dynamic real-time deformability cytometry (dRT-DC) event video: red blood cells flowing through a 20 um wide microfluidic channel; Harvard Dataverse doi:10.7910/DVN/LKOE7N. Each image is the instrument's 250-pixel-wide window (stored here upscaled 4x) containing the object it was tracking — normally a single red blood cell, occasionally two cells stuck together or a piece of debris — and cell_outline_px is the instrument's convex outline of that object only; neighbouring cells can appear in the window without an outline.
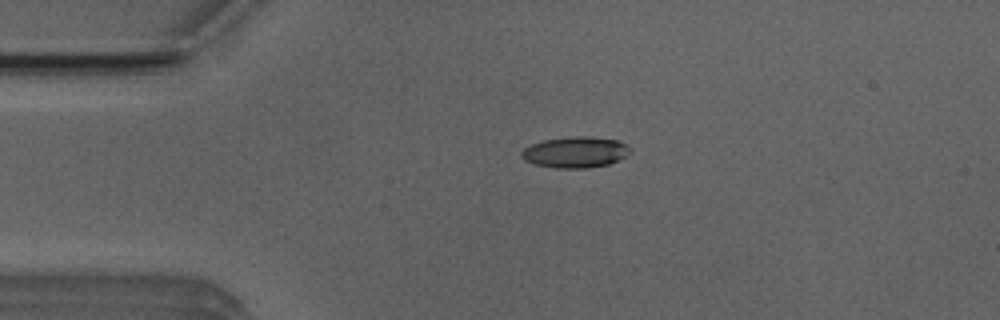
{"species": "Egyptian fruit bat (a non-hibernating species)", "species_latin": "Rousettus aegyptiacus", "temperature_condition": "room temperature", "stored_images_in_passage": 2, "camera_frame_rate_fps": 3000, "um_per_image_px": 0.085, "animal": {"sex": "male"}, "frame": {"image": 1, "passage_image": 1, "time_ms": 0.0, "image_size_px": [1000, 320], "cell_outline_px": [[632, 148], [624, 156], [608, 164], [588, 168], [556, 168], [536, 164], [524, 160], [520, 156], [520, 152], [524, 148], [532, 144], [544, 140], [580, 136], [584, 136], [616, 140]], "centroid_in_image_um": [48.86, 12.94], "position_along_channel_um": 36.1, "area_um2": 19.25}}